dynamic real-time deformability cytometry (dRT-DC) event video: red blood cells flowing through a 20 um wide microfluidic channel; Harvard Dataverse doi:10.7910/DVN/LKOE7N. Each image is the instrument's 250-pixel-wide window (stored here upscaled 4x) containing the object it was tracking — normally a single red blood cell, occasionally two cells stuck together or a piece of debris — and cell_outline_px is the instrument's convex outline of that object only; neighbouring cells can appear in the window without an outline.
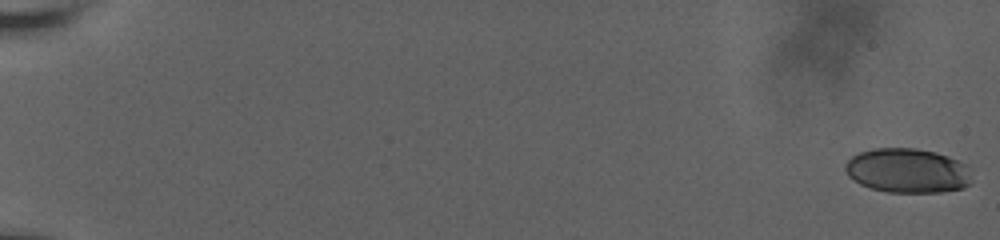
{"species": "human", "species_latin": "Homo sapiens", "temperature_condition": "room temperature", "stored_images_in_passage": 25, "camera_frame_rate_fps": 3000, "um_per_image_px": 0.085, "donor": {"sex": "male"}, "frame": {"image": 1, "passage_image": 1, "time_ms": 0.0, "image_size_px": [1000, 240], "cell_outline_px": [[968, 184], [964, 188], [940, 192], [888, 192], [872, 188], [860, 184], [848, 176], [844, 168], [844, 164], [852, 156], [860, 152], [872, 148], [916, 148], [936, 152], [948, 156], [964, 164]], "centroid_in_image_um": [77.04, 14.49], "position_along_channel_um": 8.0, "area_um2": 32.37}}
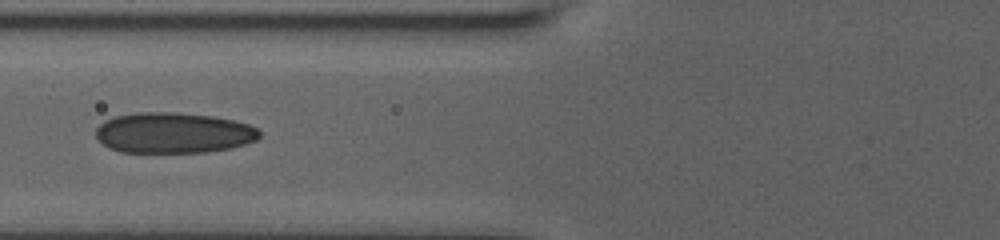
{"frame": {"image": 2, "passage_image": 18, "time_ms": 9.0, "image_size_px": [1000, 240], "cell_outline_px": [[260, 136], [256, 140], [244, 144], [228, 148], [204, 152], [120, 152], [104, 144], [96, 136], [96, 128], [104, 120], [116, 116], [140, 112], [176, 112], [212, 116], [232, 120], [248, 124], [256, 128], [260, 132]], "centroid_in_image_um": [14.73, 11.28], "position_along_channel_um": 111.1, "area_um2": 38.49}}
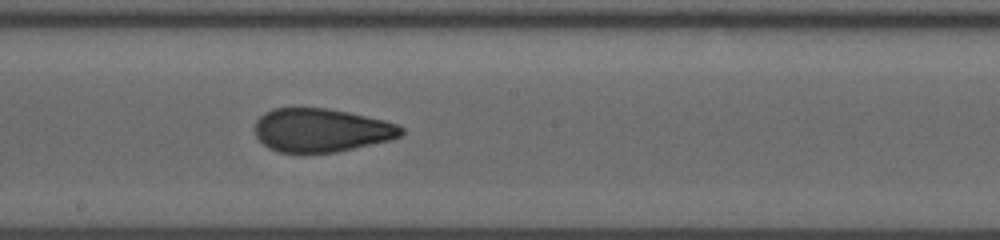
{"frame": {"image": 3, "passage_image": 25, "time_ms": 12.0, "image_size_px": [1000, 240], "cell_outline_px": [[404, 132], [400, 136], [388, 140], [336, 152], [304, 156], [300, 156], [280, 152], [268, 148], [256, 136], [256, 120], [264, 112], [272, 108], [328, 108], [348, 112], [384, 120], [400, 124], [404, 128]], "centroid_in_image_um": [27.28, 11.1], "position_along_channel_um": 220.9, "area_um2": 37.8}}